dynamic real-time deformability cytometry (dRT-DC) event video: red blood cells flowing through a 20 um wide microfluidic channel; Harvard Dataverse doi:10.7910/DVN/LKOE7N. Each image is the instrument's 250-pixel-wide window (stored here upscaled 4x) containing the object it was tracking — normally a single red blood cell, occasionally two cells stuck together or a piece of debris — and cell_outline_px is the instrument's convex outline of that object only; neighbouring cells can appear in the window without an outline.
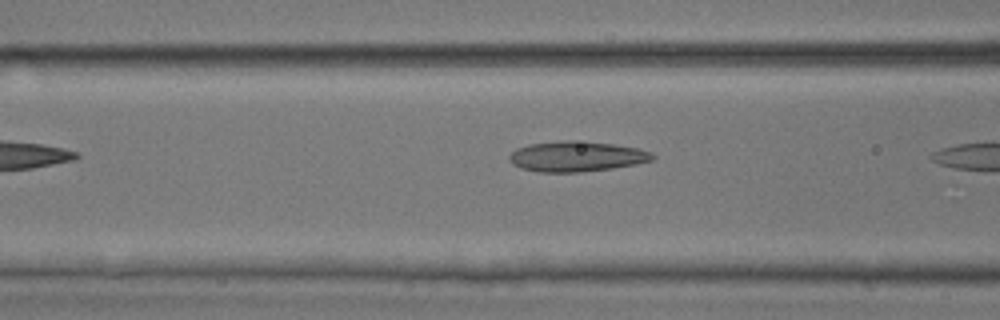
{"species": "common noctule bat (a hibernating species)", "species_latin": "Nyctalus noctula", "temperature_condition": "room temperature", "stored_images_in_passage": 5, "camera_frame_rate_fps": 3000, "um_per_image_px": 0.085, "animal": {"sex": "male", "body_mass_g": 17.9, "forearm_length_mm": 54.2}, "frame": {"image": 1, "passage_image": 4, "time_ms": 1.0, "image_size_px": [1000, 320], "cell_outline_px": [[656, 156], [652, 160], [636, 164], [612, 168], [580, 172], [536, 172], [520, 168], [512, 164], [508, 160], [508, 156], [516, 148], [528, 144], [560, 140], [572, 140], [612, 144], [640, 148], [652, 152]], "centroid_in_image_um": [48.98, 13.29], "position_along_channel_um": 117.6, "area_um2": 25.55}}